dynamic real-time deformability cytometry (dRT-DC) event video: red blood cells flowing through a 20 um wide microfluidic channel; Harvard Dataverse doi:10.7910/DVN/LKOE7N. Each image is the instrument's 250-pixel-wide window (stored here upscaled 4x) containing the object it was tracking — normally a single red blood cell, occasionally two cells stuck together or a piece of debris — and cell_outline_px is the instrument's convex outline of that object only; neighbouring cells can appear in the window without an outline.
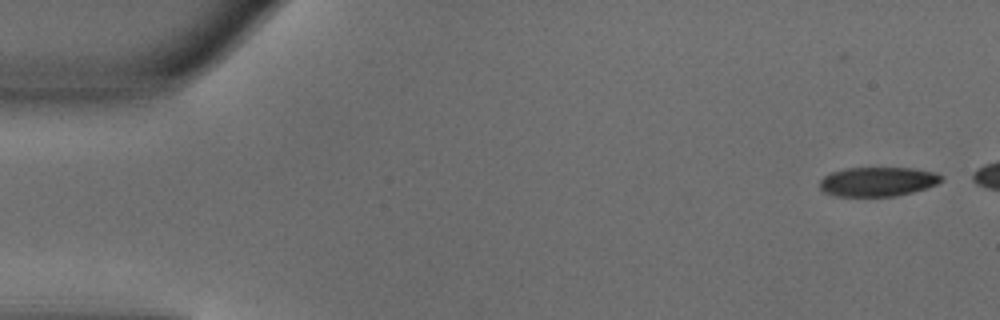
{"species": "common noctule bat (a hibernating species)", "species_latin": "Nyctalus noctula", "temperature_condition": "warm", "stored_images_in_passage": 5, "camera_frame_rate_fps": 3000, "um_per_image_px": 0.085, "animal": {"sex": "male", "body_mass_g": 18.8}, "frame": {"image": 1, "passage_image": 1, "time_ms": 0.0, "image_size_px": [1000, 320], "cell_outline_px": [[944, 180], [936, 184], [912, 192], [896, 196], [836, 196], [824, 192], [820, 188], [820, 180], [824, 176], [832, 172], [848, 168], [912, 168], [936, 172], [944, 176]], "centroid_in_image_um": [74.63, 15.43], "position_along_channel_um": 10.4, "area_um2": 20.75}}